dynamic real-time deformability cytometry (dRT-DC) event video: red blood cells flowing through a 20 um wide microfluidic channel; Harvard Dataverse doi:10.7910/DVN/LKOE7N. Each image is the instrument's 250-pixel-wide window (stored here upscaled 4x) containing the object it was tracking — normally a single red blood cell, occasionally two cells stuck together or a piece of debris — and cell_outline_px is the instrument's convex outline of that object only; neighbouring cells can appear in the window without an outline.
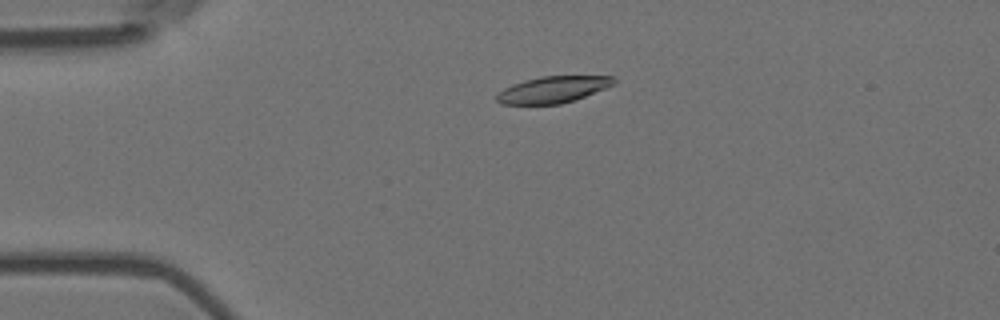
{"species": "Egyptian fruit bat (a non-hibernating species)", "species_latin": "Rousettus aegyptiacus", "temperature_condition": "room temperature", "stored_images_in_passage": 56, "camera_frame_rate_fps": 3000, "um_per_image_px": 0.085, "animal": {"sex": "female"}, "frame": {"image": 1, "passage_image": 13, "time_ms": 4.0, "image_size_px": [1000, 320], "cell_outline_px": [[616, 80], [612, 84], [604, 88], [584, 96], [560, 104], [500, 104], [496, 100], [496, 96], [504, 88], [512, 84], [524, 80], [540, 76], [612, 76]], "centroid_in_image_um": [46.94, 7.61], "position_along_channel_um": 38.1, "area_um2": 17.8}}
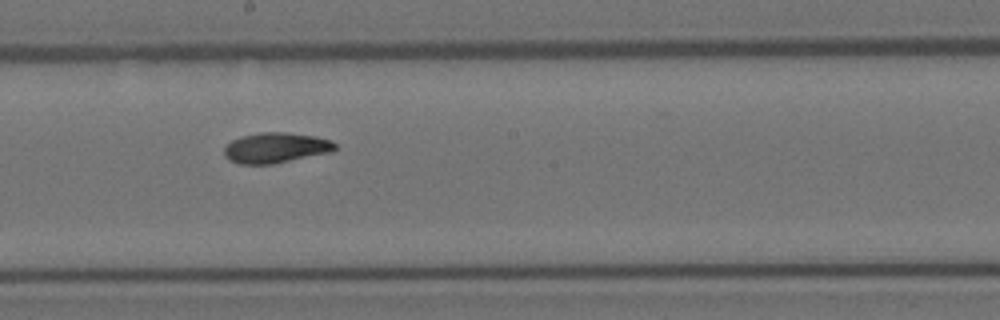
{"frame": {"image": 2, "passage_image": 31, "time_ms": 10.0, "image_size_px": [1000, 320], "cell_outline_px": [[336, 148], [332, 152], [272, 164], [240, 164], [228, 160], [224, 156], [224, 148], [232, 140], [240, 136], [260, 132], [284, 132], [316, 136], [332, 140], [336, 144]], "centroid_in_image_um": [23.44, 12.56], "position_along_channel_um": 224.8, "area_um2": 19.77}}
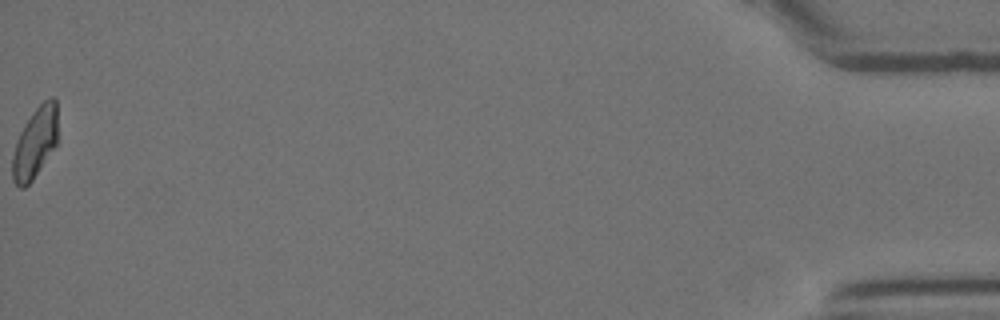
{"frame": {"image": 3, "passage_image": 56, "time_ms": 18.333, "image_size_px": [1000, 320], "cell_outline_px": [[56, 144], [32, 180], [24, 188], [20, 188], [12, 180], [12, 156], [16, 140], [24, 124], [32, 112], [44, 100], [52, 96], [56, 100]], "centroid_in_image_um": [2.94, 12.14], "position_along_channel_um": 432.3, "area_um2": 18.38}, "authors_computed_cell_mechanics": {"area_um2": 19.1029, "velocity_mm_per_s": 3.6843, "shape_relaxation_time_tau1_ms": 10.7841, "shape_relaxation_time_tau2_ms": 3.0737, "deformation_change_tau1": 0.2415, "deformation_change_tau2": 0.085}}